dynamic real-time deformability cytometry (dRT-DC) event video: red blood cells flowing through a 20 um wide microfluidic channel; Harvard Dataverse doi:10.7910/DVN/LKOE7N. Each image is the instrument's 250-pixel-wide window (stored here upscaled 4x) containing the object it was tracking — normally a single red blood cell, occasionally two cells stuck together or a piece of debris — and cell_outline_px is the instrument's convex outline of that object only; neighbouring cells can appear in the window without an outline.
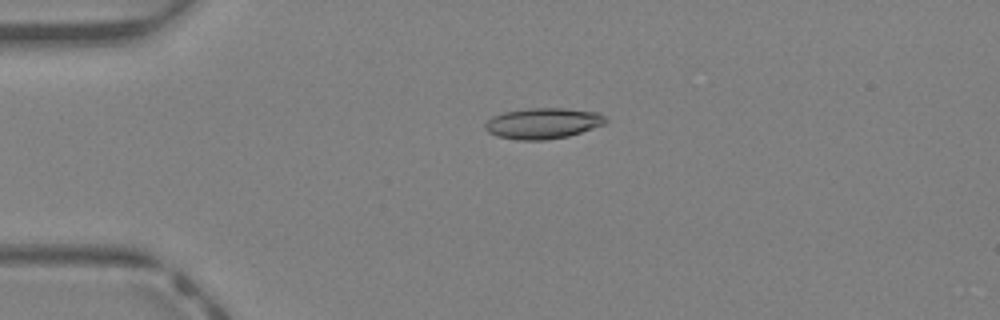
{"species": "Egyptian fruit bat (a non-hibernating species)", "species_latin": "Rousettus aegyptiacus", "temperature_condition": "warm", "stored_images_in_passage": 44, "camera_frame_rate_fps": 3000, "um_per_image_px": 0.085, "animal": {"sex": "female"}, "frame": {"image": 1, "passage_image": 11, "time_ms": 3.333, "image_size_px": [1000, 320], "cell_outline_px": [[608, 120], [604, 124], [568, 136], [544, 140], [516, 140], [496, 136], [488, 132], [484, 128], [484, 124], [492, 116], [504, 112], [528, 108], [564, 108], [596, 112], [604, 116]], "centroid_in_image_um": [46.11, 10.48], "position_along_channel_um": 38.9, "area_um2": 21.62}}
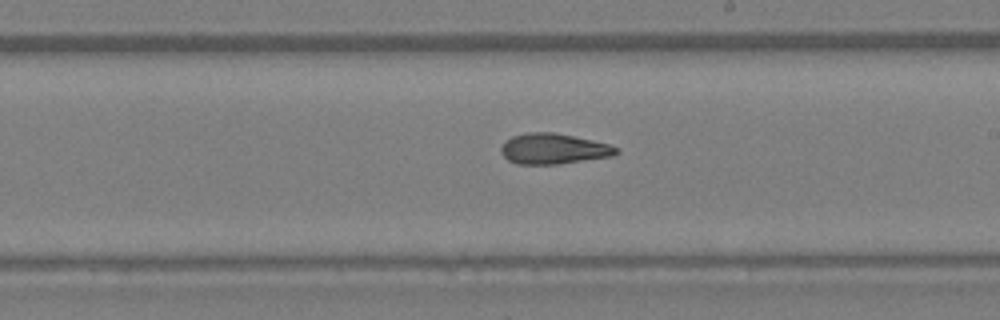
{"frame": {"image": 2, "passage_image": 26, "time_ms": 8.333, "image_size_px": [1000, 320], "cell_outline_px": [[620, 152], [612, 156], [556, 164], [516, 164], [508, 160], [500, 152], [500, 148], [504, 140], [512, 136], [528, 132], [552, 132], [592, 140], [608, 144], [616, 148]], "centroid_in_image_um": [46.99, 12.64], "position_along_channel_um": 242.0, "area_um2": 20.4}}
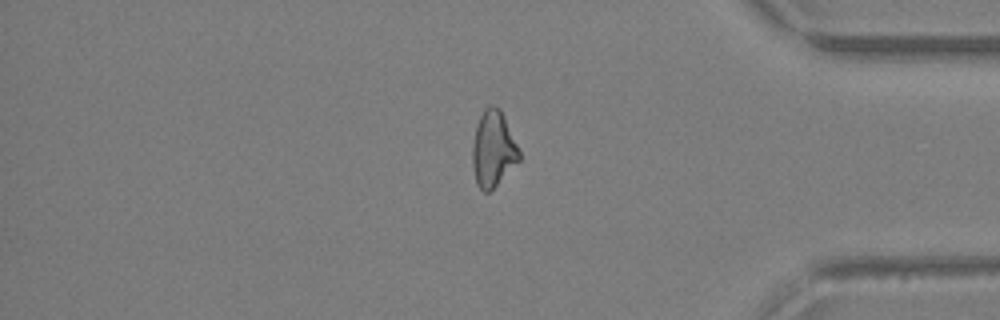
{"frame": {"image": 3, "passage_image": 37, "time_ms": 12.0, "image_size_px": [1000, 320], "cell_outline_px": [[520, 160], [488, 192], [484, 192], [476, 184], [472, 164], [472, 144], [476, 128], [480, 116], [484, 108], [492, 104], [500, 108], [504, 116], [520, 152]], "centroid_in_image_um": [41.9, 12.64], "position_along_channel_um": 393.3, "area_um2": 20.46}, "authors_computed_cell_mechanics": {"area_um2": 20.9236, "velocity_mm_per_s": 4.7696, "shape_relaxation_time_tau1_ms": null, "shape_relaxation_time_tau2_ms": 3.4201, "deformation_change_tau1": null, "deformation_change_tau2": 0.1252}}